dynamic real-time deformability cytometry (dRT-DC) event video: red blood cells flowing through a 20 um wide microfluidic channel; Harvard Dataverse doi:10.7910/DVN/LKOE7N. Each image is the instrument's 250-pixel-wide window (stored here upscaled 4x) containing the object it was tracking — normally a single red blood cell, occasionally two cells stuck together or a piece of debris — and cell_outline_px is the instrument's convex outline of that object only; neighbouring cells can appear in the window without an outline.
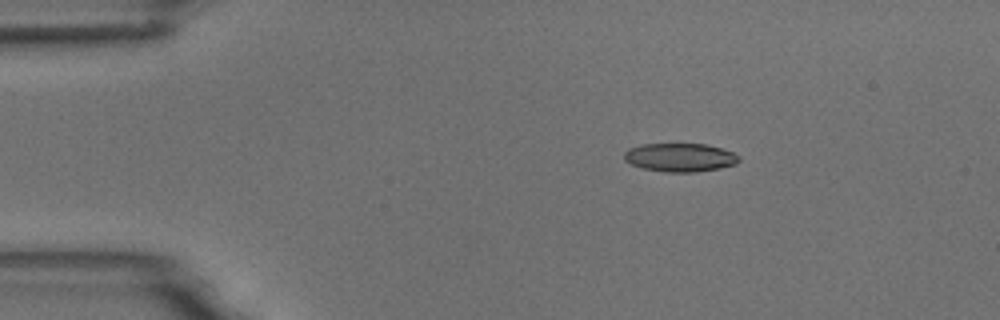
{"species": "common noctule bat (a hibernating species)", "species_latin": "Nyctalus noctula", "temperature_condition": "room temperature", "stored_images_in_passage": 4, "camera_frame_rate_fps": 3000, "um_per_image_px": 0.085, "animal": {"sex": "male", "body_mass_g": 18.8}, "frame": {"image": 1, "passage_image": 2, "time_ms": 1.0, "image_size_px": [1000, 320], "cell_outline_px": [[740, 160], [736, 164], [720, 168], [696, 172], [664, 172], [644, 168], [632, 164], [624, 160], [624, 152], [628, 148], [640, 144], [704, 144], [720, 148], [732, 152], [740, 156]], "centroid_in_image_um": [57.8, 13.38], "position_along_channel_um": 27.2, "area_um2": 19.07}}
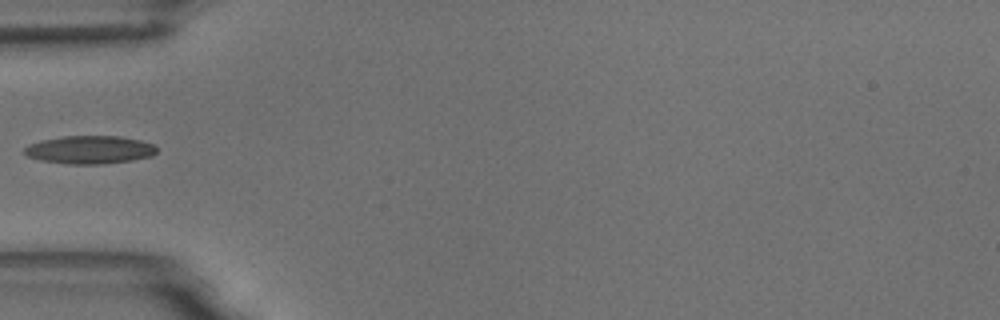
{"frame": {"image": 2, "passage_image": 4, "time_ms": 4.0, "image_size_px": [1000, 320], "cell_outline_px": [[156, 152], [152, 156], [132, 160], [104, 164], [68, 164], [40, 160], [28, 156], [24, 152], [24, 148], [28, 144], [40, 140], [64, 136], [120, 136], [140, 140], [156, 144]], "centroid_in_image_um": [7.63, 12.72], "position_along_channel_um": 77.4, "area_um2": 21.79}}